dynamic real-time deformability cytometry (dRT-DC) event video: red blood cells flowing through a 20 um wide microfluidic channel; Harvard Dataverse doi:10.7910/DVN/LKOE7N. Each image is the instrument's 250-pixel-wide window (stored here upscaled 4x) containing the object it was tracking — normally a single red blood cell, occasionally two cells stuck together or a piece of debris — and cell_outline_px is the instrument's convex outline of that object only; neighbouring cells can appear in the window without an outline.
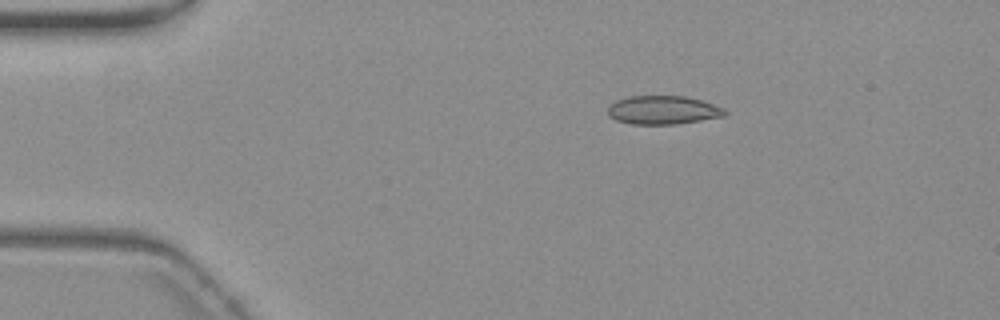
{"species": "common noctule bat (a hibernating species)", "species_latin": "Nyctalus noctula", "temperature_condition": "warm", "stored_images_in_passage": 47, "camera_frame_rate_fps": 3000, "um_per_image_px": 0.085, "animal": {"sex": "female", "body_mass_g": 19.3, "forearm_length_mm": 54.1}, "frame": {"image": 1, "passage_image": 1, "time_ms": 0.0, "image_size_px": [1000, 320], "cell_outline_px": [[728, 112], [724, 116], [676, 124], [632, 124], [616, 120], [608, 116], [608, 108], [616, 100], [628, 96], [684, 96], [700, 100], [724, 108]], "centroid_in_image_um": [56.34, 9.35], "position_along_channel_um": 28.7, "area_um2": 19.36}}
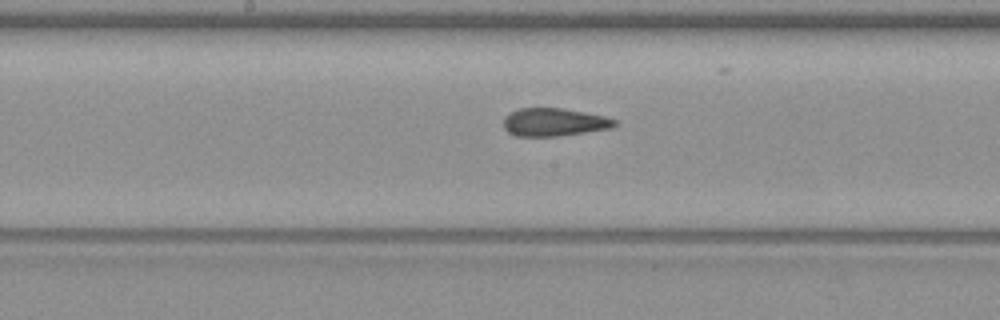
{"frame": {"image": 2, "passage_image": 20, "time_ms": 6.333, "image_size_px": [1000, 320], "cell_outline_px": [[616, 124], [612, 128], [560, 136], [516, 136], [508, 132], [504, 128], [504, 116], [520, 108], [560, 108], [584, 112], [604, 116], [616, 120]], "centroid_in_image_um": [47.09, 10.39], "position_along_channel_um": 201.1, "area_um2": 18.03}}
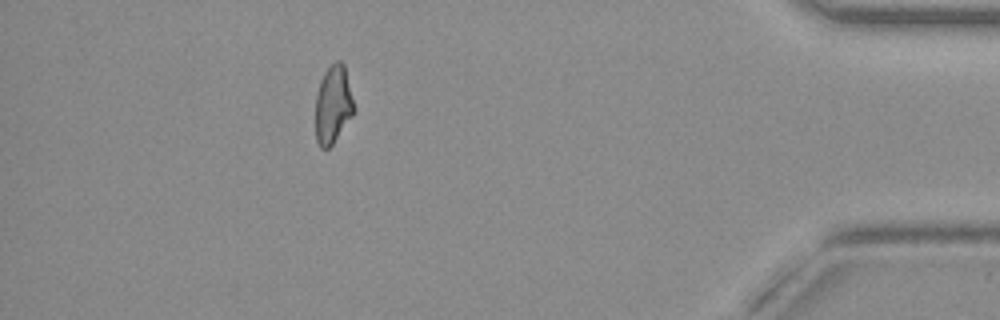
{"frame": {"image": 3, "passage_image": 41, "time_ms": 13.333, "image_size_px": [1000, 320], "cell_outline_px": [[352, 116], [332, 144], [328, 148], [320, 148], [316, 140], [316, 92], [320, 80], [324, 72], [336, 60], [340, 60], [344, 64], [352, 100]], "centroid_in_image_um": [28.27, 8.88], "position_along_channel_um": 406.9, "area_um2": 17.05}, "authors_computed_cell_mechanics": {"area_um2": 18.5538, "velocity_mm_per_s": 3.6959, "shape_relaxation_time_tau1_ms": 7.3043, "shape_relaxation_time_tau2_ms": 1.582, "deformation_change_tau1": 0.1856, "deformation_change_tau2": 0.0939}}